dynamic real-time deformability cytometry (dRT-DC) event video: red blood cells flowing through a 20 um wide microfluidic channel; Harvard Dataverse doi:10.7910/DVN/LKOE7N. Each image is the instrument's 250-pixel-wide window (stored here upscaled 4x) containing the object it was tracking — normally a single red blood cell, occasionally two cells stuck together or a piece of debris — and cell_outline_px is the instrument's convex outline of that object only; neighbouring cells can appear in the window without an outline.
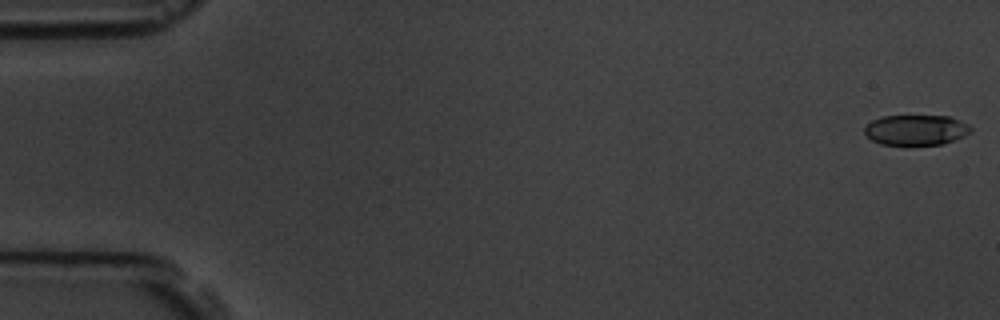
{"species": "common noctule bat (a hibernating species)", "species_latin": "Nyctalus noctula", "temperature_condition": "room temperature", "stored_images_in_passage": 8, "camera_frame_rate_fps": 3000, "um_per_image_px": 0.085, "animal": {"sex": "male", "body_mass_g": 19.5, "forearm_length_mm": 54.6}, "frame": {"image": 1, "passage_image": 1, "time_ms": 0.0, "image_size_px": [1000, 320], "cell_outline_px": [[972, 132], [952, 140], [940, 144], [880, 144], [872, 140], [864, 132], [864, 128], [872, 120], [880, 116], [948, 116], [968, 124], [972, 128]], "centroid_in_image_um": [77.84, 11.03], "position_along_channel_um": 7.2, "area_um2": 18.5}}
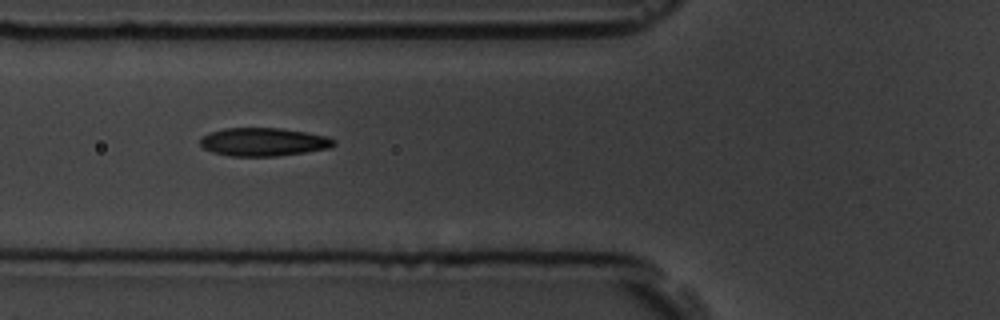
{"frame": {"image": 2, "passage_image": 7, "time_ms": 6.667, "image_size_px": [1000, 320], "cell_outline_px": [[336, 144], [328, 148], [304, 152], [276, 156], [228, 156], [212, 152], [204, 148], [200, 144], [200, 136], [208, 132], [224, 128], [280, 128], [328, 136], [336, 140]], "centroid_in_image_um": [22.35, 12.06], "position_along_channel_um": 103.4, "area_um2": 22.08}}
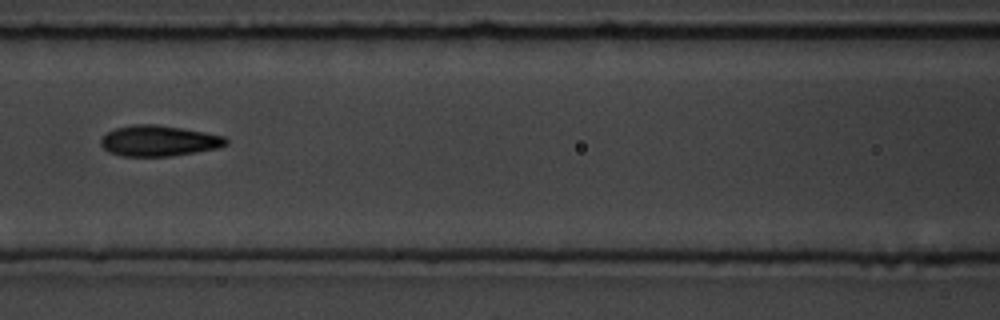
{"frame": {"image": 3, "passage_image": 8, "time_ms": 8.0, "image_size_px": [1000, 320], "cell_outline_px": [[228, 144], [216, 148], [196, 152], [172, 156], [120, 156], [108, 152], [100, 144], [100, 140], [108, 132], [116, 128], [132, 124], [156, 124], [204, 132], [224, 136], [228, 140]], "centroid_in_image_um": [13.48, 11.97], "position_along_channel_um": 153.1, "area_um2": 22.37}}